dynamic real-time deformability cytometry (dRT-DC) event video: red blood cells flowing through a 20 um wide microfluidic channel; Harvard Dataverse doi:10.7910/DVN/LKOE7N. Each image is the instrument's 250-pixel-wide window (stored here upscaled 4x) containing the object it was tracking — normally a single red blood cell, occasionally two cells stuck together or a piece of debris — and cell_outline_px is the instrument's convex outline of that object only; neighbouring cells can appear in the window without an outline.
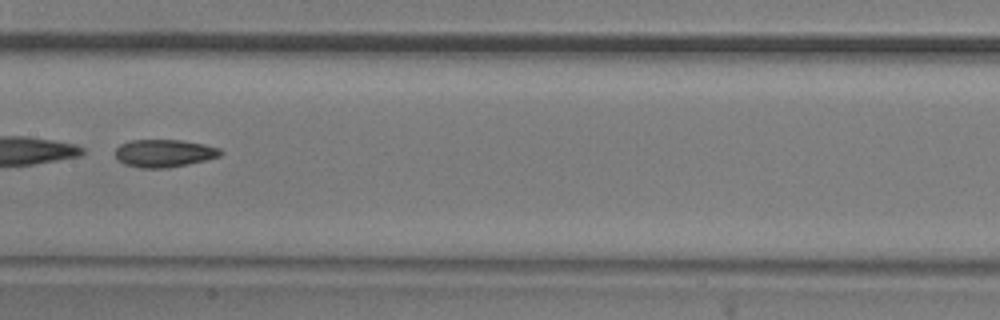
{"species": "common noctule bat (a hibernating species)", "species_latin": "Nyctalus noctula", "temperature_condition": "room temperature", "stored_images_in_passage": 50, "camera_frame_rate_fps": 3000, "um_per_image_px": 0.085, "animal": {"sex": "male", "body_mass_g": 20.5, "forearm_length_mm": 52.5}, "frame": {"image": 1, "passage_image": 26, "time_ms": 8.333, "image_size_px": [1000, 320], "cell_outline_px": [[224, 152], [220, 156], [188, 164], [168, 168], [140, 168], [124, 164], [116, 156], [116, 148], [120, 144], [132, 140], [180, 140], [204, 144], [220, 148]], "centroid_in_image_um": [13.97, 13.02], "position_along_channel_um": 193.4, "area_um2": 16.94}}
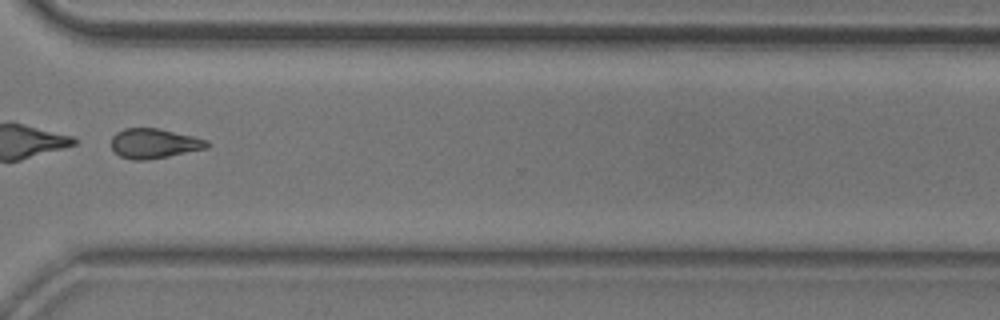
{"frame": {"image": 2, "passage_image": 39, "time_ms": 12.667, "image_size_px": [1000, 320], "cell_outline_px": [[212, 144], [208, 148], [168, 156], [144, 160], [132, 160], [120, 156], [112, 148], [112, 136], [116, 132], [124, 128], [160, 128], [208, 140]], "centroid_in_image_um": [13.12, 12.18], "position_along_channel_um": 357.5, "area_um2": 16.65}}